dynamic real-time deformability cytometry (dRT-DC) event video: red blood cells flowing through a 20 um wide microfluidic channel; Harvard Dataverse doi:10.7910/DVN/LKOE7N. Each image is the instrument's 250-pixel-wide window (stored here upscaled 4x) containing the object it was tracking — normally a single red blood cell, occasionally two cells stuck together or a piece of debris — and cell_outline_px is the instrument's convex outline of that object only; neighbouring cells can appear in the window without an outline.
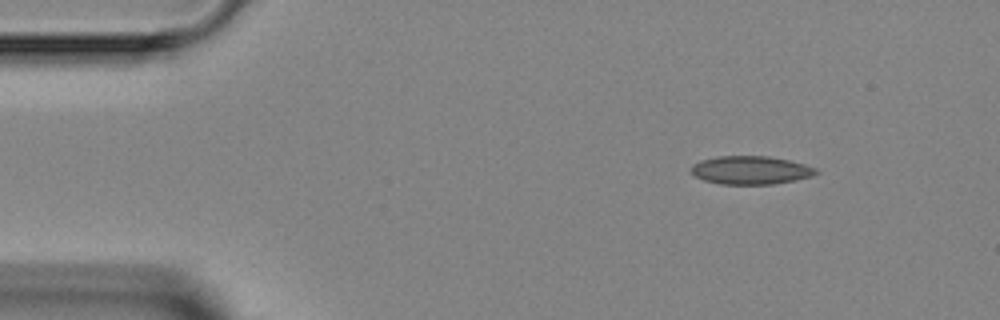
{"species": "Egyptian fruit bat (a non-hibernating species)", "species_latin": "Rousettus aegyptiacus", "temperature_condition": "room temperature", "stored_images_in_passage": 3, "camera_frame_rate_fps": 3000, "um_per_image_px": 0.085, "animal": {"sex": "female"}, "frame": {"image": 1, "passage_image": 1, "time_ms": 0.0, "image_size_px": [1000, 320], "cell_outline_px": [[820, 172], [812, 176], [796, 180], [772, 184], [720, 184], [704, 180], [696, 176], [692, 172], [692, 164], [700, 160], [716, 156], [768, 156], [788, 160], [804, 164], [816, 168]], "centroid_in_image_um": [63.82, 14.46], "position_along_channel_um": 21.2, "area_um2": 20.58}}
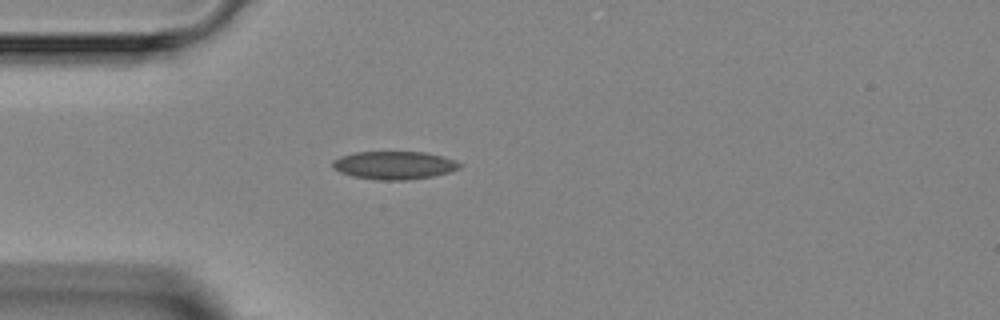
{"frame": {"image": 2, "passage_image": 3, "time_ms": 2.333, "image_size_px": [1000, 320], "cell_outline_px": [[464, 164], [460, 168], [448, 172], [432, 176], [404, 180], [380, 180], [352, 176], [340, 172], [332, 168], [332, 160], [340, 156], [352, 152], [424, 152], [456, 160]], "centroid_in_image_um": [33.48, 14.04], "position_along_channel_um": 51.5, "area_um2": 20.81}}